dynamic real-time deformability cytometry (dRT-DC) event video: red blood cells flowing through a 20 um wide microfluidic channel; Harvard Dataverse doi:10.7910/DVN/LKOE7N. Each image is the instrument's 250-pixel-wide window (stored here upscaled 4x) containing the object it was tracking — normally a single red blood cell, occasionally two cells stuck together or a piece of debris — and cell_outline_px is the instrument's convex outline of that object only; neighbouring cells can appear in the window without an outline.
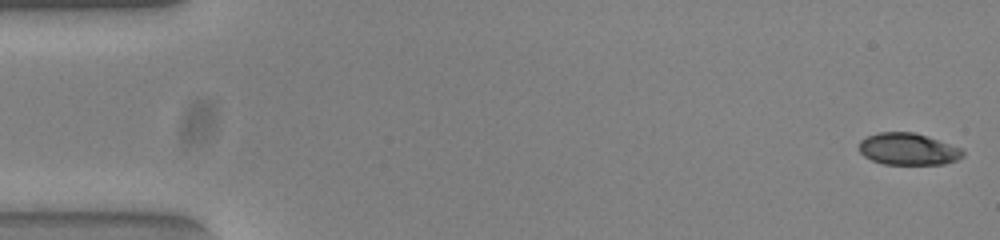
{"species": "common noctule bat (a hibernating species)", "species_latin": "Nyctalus noctula", "temperature_condition": "warm", "stored_images_in_passage": 53, "camera_frame_rate_fps": 3000, "um_per_image_px": 0.085, "animal": {"sex": "female", "body_mass_g": 23.0, "forearm_length_mm": 53.4}, "frame": {"image": 1, "passage_image": 1, "time_ms": 0.0, "image_size_px": [1000, 240], "cell_outline_px": [[964, 156], [956, 160], [944, 164], [884, 164], [872, 160], [864, 156], [860, 152], [860, 140], [868, 136], [880, 132], [912, 132], [960, 148], [964, 152]], "centroid_in_image_um": [77.17, 12.68], "position_along_channel_um": 7.8, "area_um2": 18.9}}
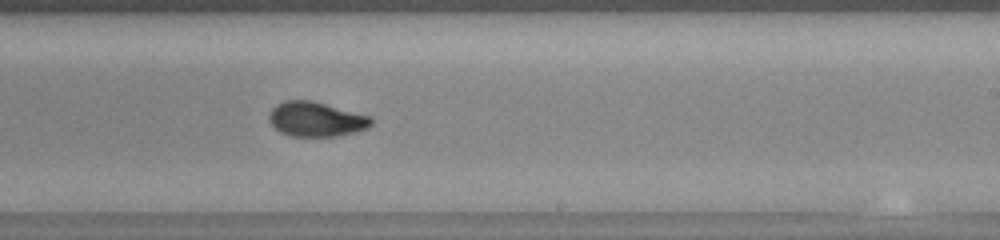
{"frame": {"image": 2, "passage_image": 32, "time_ms": 10.333, "image_size_px": [1000, 240], "cell_outline_px": [[372, 124], [368, 128], [336, 136], [288, 136], [280, 132], [268, 120], [268, 116], [272, 108], [276, 104], [284, 100], [312, 100], [368, 116], [372, 120]], "centroid_in_image_um": [26.81, 10.13], "position_along_channel_um": 262.2, "area_um2": 20.46}}
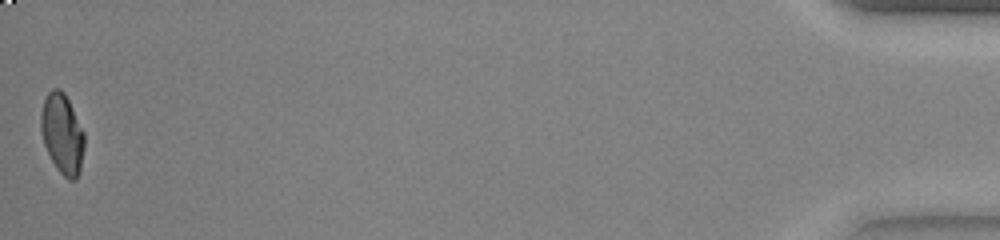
{"frame": {"image": 3, "passage_image": 53, "time_ms": 17.333, "image_size_px": [1000, 240], "cell_outline_px": [[84, 148], [80, 172], [76, 180], [68, 180], [56, 168], [44, 144], [40, 128], [40, 116], [44, 100], [48, 92], [52, 88], [60, 88], [64, 92], [84, 132]], "centroid_in_image_um": [5.29, 11.38], "position_along_channel_um": 429.9, "area_um2": 20.29}, "authors_computed_cell_mechanics": {"area_um2": 20.3456, "velocity_mm_per_s": 3.8396, "shape_relaxation_time_tau1_ms": 5.2812, "shape_relaxation_time_tau2_ms": 1.4162, "deformation_change_tau1": 0.1934, "deformation_change_tau2": 0.047}}